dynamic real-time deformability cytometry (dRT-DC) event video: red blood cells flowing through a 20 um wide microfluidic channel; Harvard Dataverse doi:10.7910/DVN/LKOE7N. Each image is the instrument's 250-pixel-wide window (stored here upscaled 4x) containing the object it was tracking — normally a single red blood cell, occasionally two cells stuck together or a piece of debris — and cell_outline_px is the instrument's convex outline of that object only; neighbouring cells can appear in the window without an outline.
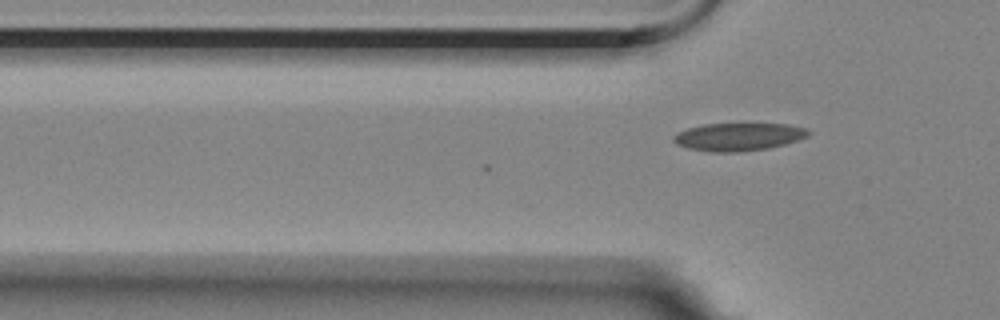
{"species": "Egyptian fruit bat (a non-hibernating species)", "species_latin": "Rousettus aegyptiacus", "temperature_condition": "room temperature", "stored_images_in_passage": 2, "camera_frame_rate_fps": 3000, "um_per_image_px": 0.085, "animal": {"sex": "female"}, "frame": {"image": 1, "passage_image": 2, "time_ms": 0.333, "image_size_px": [1000, 320], "cell_outline_px": [[812, 132], [808, 136], [784, 144], [768, 148], [736, 152], [712, 152], [688, 148], [676, 144], [672, 140], [672, 136], [676, 132], [688, 128], [704, 124], [788, 124], [808, 128]], "centroid_in_image_um": [62.76, 11.62], "position_along_channel_um": 63.0, "area_um2": 21.91}}